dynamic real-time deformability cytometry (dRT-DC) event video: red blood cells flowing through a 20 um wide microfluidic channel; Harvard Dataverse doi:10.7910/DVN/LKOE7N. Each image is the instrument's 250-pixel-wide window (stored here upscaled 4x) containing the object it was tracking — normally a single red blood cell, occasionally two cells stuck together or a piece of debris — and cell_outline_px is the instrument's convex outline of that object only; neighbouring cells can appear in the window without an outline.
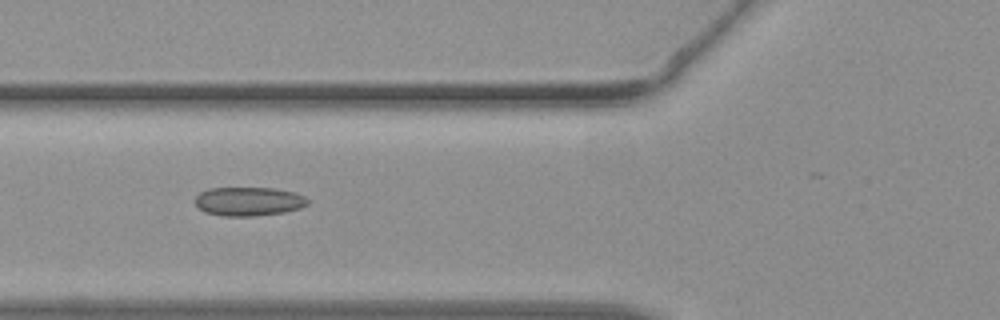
{"species": "common noctule bat (a hibernating species)", "species_latin": "Nyctalus noctula", "temperature_condition": "warm", "stored_images_in_passage": 9, "camera_frame_rate_fps": 3000, "um_per_image_px": 0.085, "animal": {"sex": "female", "body_mass_g": 19.3, "forearm_length_mm": 54.1}, "frame": {"image": 1, "passage_image": 3, "time_ms": 0.667, "image_size_px": [1000, 320], "cell_outline_px": [[308, 204], [300, 208], [284, 212], [256, 216], [220, 216], [204, 212], [196, 204], [196, 196], [200, 192], [208, 188], [272, 188], [296, 192], [304, 196], [308, 200]], "centroid_in_image_um": [21.14, 17.12], "position_along_channel_um": 104.7, "area_um2": 19.02}}
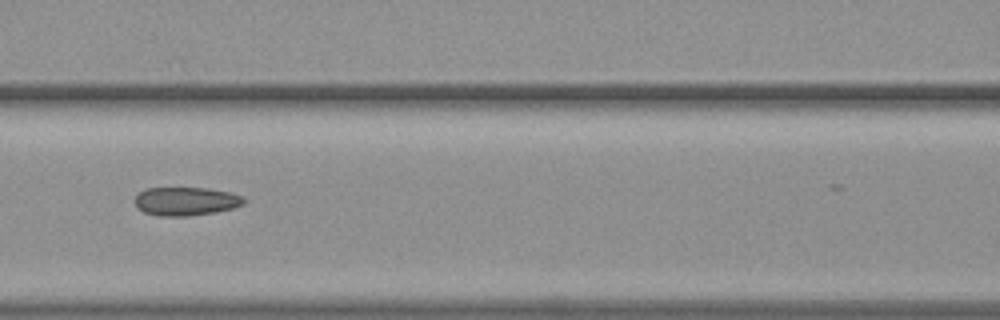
{"frame": {"image": 2, "passage_image": 6, "time_ms": 1.667, "image_size_px": [1000, 320], "cell_outline_px": [[244, 204], [232, 208], [216, 212], [188, 216], [160, 216], [144, 212], [136, 208], [136, 196], [144, 188], [208, 188], [228, 192], [244, 196]], "centroid_in_image_um": [15.79, 17.11], "position_along_channel_um": 150.8, "area_um2": 18.09}}